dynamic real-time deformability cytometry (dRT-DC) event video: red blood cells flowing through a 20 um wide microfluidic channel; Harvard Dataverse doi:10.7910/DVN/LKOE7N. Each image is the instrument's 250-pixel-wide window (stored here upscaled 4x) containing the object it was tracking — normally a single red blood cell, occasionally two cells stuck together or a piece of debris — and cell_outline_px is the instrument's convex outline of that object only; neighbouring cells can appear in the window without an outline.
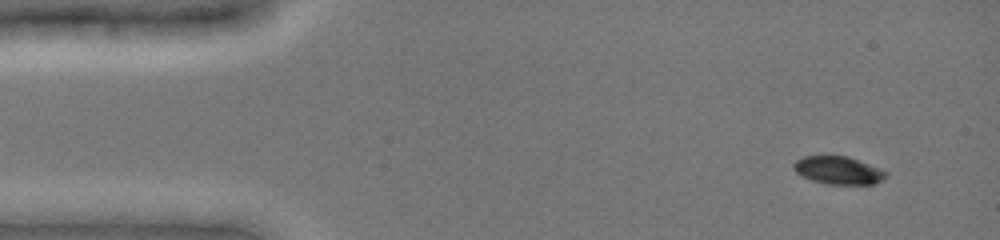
{"species": "common noctule bat (a hibernating species)", "species_latin": "Nyctalus noctula", "temperature_condition": "cold", "stored_images_in_passage": 5, "camera_frame_rate_fps": 3000, "um_per_image_px": 0.085, "animal": {"sex": "female", "body_mass_g": 19.0, "forearm_length_mm": 51.5}, "frame": {"image": 1, "passage_image": 2, "time_ms": 1.0, "image_size_px": [1000, 240], "cell_outline_px": [[888, 176], [872, 184], [824, 184], [812, 180], [796, 172], [792, 168], [792, 164], [796, 160], [804, 156], [848, 156], [888, 172]], "centroid_in_image_um": [71.23, 14.47], "position_along_channel_um": 13.8, "area_um2": 14.85}}
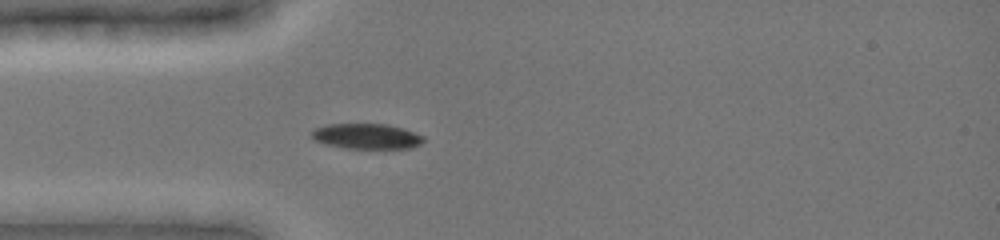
{"frame": {"image": 2, "passage_image": 5, "time_ms": 4.333, "image_size_px": [1000, 240], "cell_outline_px": [[424, 140], [420, 144], [412, 148], [344, 148], [324, 144], [312, 140], [312, 132], [316, 128], [324, 124], [388, 124], [404, 128], [424, 136]], "centroid_in_image_um": [31.15, 11.58], "position_along_channel_um": 53.8, "area_um2": 16.65}}